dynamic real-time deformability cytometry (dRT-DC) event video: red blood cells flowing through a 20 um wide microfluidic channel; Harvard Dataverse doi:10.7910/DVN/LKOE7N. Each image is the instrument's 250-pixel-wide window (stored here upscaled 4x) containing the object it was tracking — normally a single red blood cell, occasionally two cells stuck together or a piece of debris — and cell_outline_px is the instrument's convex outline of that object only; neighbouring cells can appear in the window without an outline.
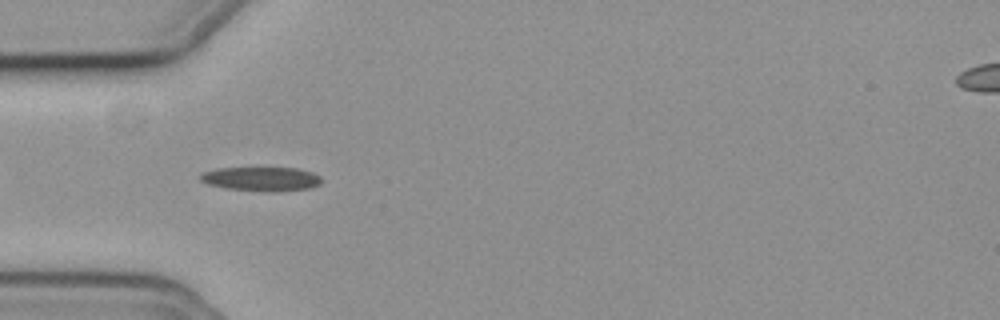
{"species": "common noctule bat (a hibernating species)", "species_latin": "Nyctalus noctula", "temperature_condition": "cold", "stored_images_in_passage": 42, "camera_frame_rate_fps": 3000, "um_per_image_px": 0.085, "animal": {"sex": "female", "body_mass_g": 19.3, "forearm_length_mm": 54.1}, "frame": {"image": 1, "passage_image": 4, "time_ms": 1.0, "image_size_px": [1000, 320], "cell_outline_px": [[320, 184], [312, 188], [276, 192], [264, 192], [224, 188], [208, 184], [200, 180], [200, 172], [216, 168], [296, 168], [312, 172], [320, 176]], "centroid_in_image_um": [22.19, 15.22], "position_along_channel_um": 62.8, "area_um2": 17.28}}
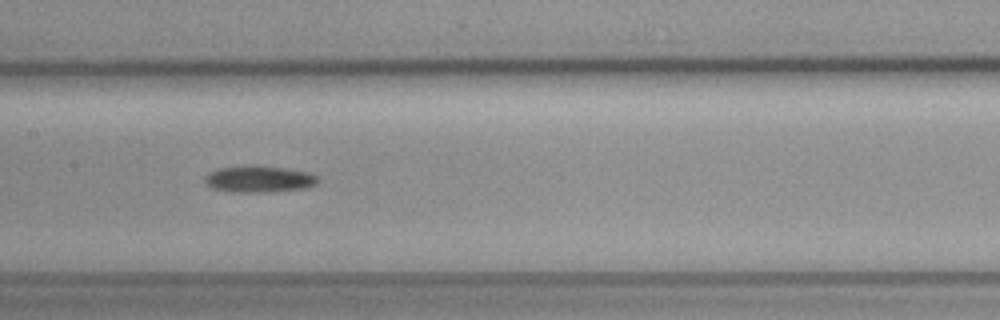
{"frame": {"image": 2, "passage_image": 14, "time_ms": 4.333, "image_size_px": [1000, 320], "cell_outline_px": [[320, 180], [316, 184], [308, 188], [260, 192], [232, 192], [212, 188], [204, 184], [204, 176], [208, 172], [216, 168], [252, 164], [256, 164], [284, 168], [308, 172], [316, 176]], "centroid_in_image_um": [21.96, 15.2], "position_along_channel_um": 185.4, "area_um2": 17.92}}
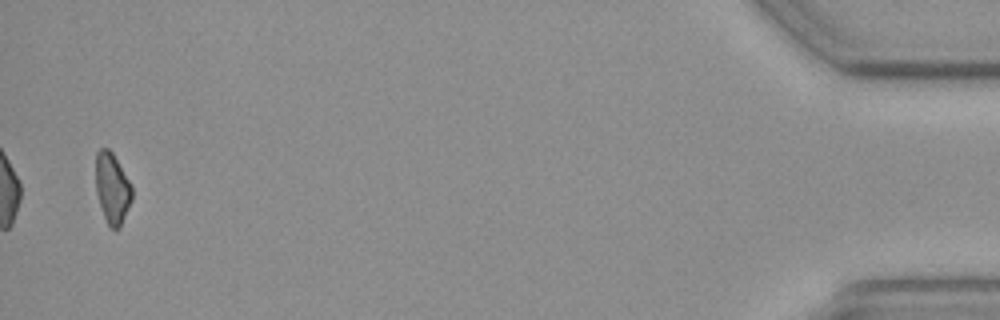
{"frame": {"image": 3, "passage_image": 41, "time_ms": 13.333, "image_size_px": [1000, 320], "cell_outline_px": [[132, 200], [120, 228], [112, 228], [108, 224], [104, 216], [96, 192], [96, 152], [100, 148], [108, 148], [112, 152], [132, 184]], "centroid_in_image_um": [9.55, 15.98], "position_along_channel_um": 425.6, "area_um2": 14.91}}